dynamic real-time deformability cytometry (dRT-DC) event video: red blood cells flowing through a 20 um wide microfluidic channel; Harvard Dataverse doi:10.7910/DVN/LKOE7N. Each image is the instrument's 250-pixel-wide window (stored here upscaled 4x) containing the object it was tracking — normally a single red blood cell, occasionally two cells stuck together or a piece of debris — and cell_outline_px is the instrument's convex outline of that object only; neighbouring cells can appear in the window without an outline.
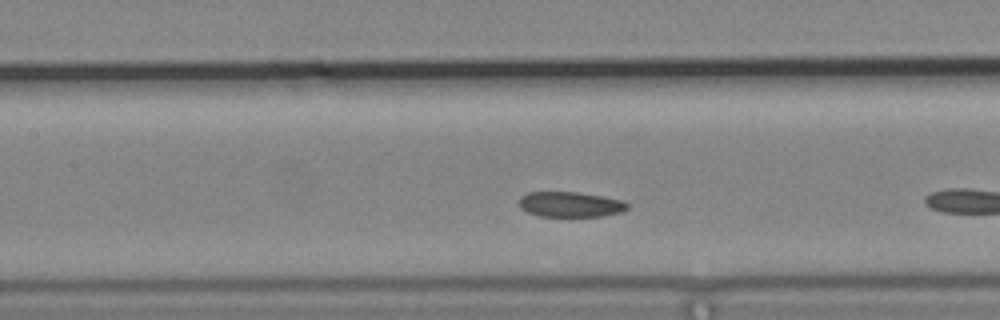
{"species": "common noctule bat (a hibernating species)", "species_latin": "Nyctalus noctula", "temperature_condition": "cold", "stored_images_in_passage": 11, "camera_frame_rate_fps": 3000, "um_per_image_px": 0.085, "animal": {"sex": "male", "body_mass_g": 19.2, "forearm_length_mm": 51.8}, "frame": {"image": 1, "passage_image": 10, "time_ms": 3.0, "image_size_px": [1000, 320], "cell_outline_px": [[628, 208], [620, 212], [604, 216], [540, 216], [528, 212], [520, 208], [520, 196], [528, 192], [576, 192], [624, 200], [628, 204]], "centroid_in_image_um": [48.48, 17.37], "position_along_channel_um": 158.9, "area_um2": 15.84}}